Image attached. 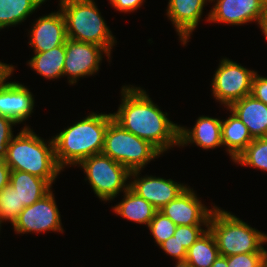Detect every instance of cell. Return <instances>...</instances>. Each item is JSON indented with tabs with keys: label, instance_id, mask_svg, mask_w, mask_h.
Here are the masks:
<instances>
[{
	"label": "cell",
	"instance_id": "6da1fadb",
	"mask_svg": "<svg viewBox=\"0 0 267 267\" xmlns=\"http://www.w3.org/2000/svg\"><path fill=\"white\" fill-rule=\"evenodd\" d=\"M122 101L113 119L124 129L150 142L161 153L179 145V126L154 104L144 89L122 86Z\"/></svg>",
	"mask_w": 267,
	"mask_h": 267
},
{
	"label": "cell",
	"instance_id": "7a4b0ae2",
	"mask_svg": "<svg viewBox=\"0 0 267 267\" xmlns=\"http://www.w3.org/2000/svg\"><path fill=\"white\" fill-rule=\"evenodd\" d=\"M112 113H90L81 121L62 130L53 137L55 157L63 169L68 165H77L83 159L102 153L104 137Z\"/></svg>",
	"mask_w": 267,
	"mask_h": 267
},
{
	"label": "cell",
	"instance_id": "3957f363",
	"mask_svg": "<svg viewBox=\"0 0 267 267\" xmlns=\"http://www.w3.org/2000/svg\"><path fill=\"white\" fill-rule=\"evenodd\" d=\"M45 142L29 126H25L8 144L4 156L7 165L11 170L46 179L52 185L63 169L56 161L53 139Z\"/></svg>",
	"mask_w": 267,
	"mask_h": 267
},
{
	"label": "cell",
	"instance_id": "277c9868",
	"mask_svg": "<svg viewBox=\"0 0 267 267\" xmlns=\"http://www.w3.org/2000/svg\"><path fill=\"white\" fill-rule=\"evenodd\" d=\"M59 4L68 39L99 45L111 55L116 40L94 0H60Z\"/></svg>",
	"mask_w": 267,
	"mask_h": 267
},
{
	"label": "cell",
	"instance_id": "5b68a950",
	"mask_svg": "<svg viewBox=\"0 0 267 267\" xmlns=\"http://www.w3.org/2000/svg\"><path fill=\"white\" fill-rule=\"evenodd\" d=\"M208 228L213 233L222 256L266 253L267 234L250 227L232 213L215 207Z\"/></svg>",
	"mask_w": 267,
	"mask_h": 267
},
{
	"label": "cell",
	"instance_id": "8992f818",
	"mask_svg": "<svg viewBox=\"0 0 267 267\" xmlns=\"http://www.w3.org/2000/svg\"><path fill=\"white\" fill-rule=\"evenodd\" d=\"M102 154L125 166L130 172L142 170L162 153L150 142L124 129L114 119L105 132Z\"/></svg>",
	"mask_w": 267,
	"mask_h": 267
},
{
	"label": "cell",
	"instance_id": "52a82bcc",
	"mask_svg": "<svg viewBox=\"0 0 267 267\" xmlns=\"http://www.w3.org/2000/svg\"><path fill=\"white\" fill-rule=\"evenodd\" d=\"M86 179L92 186L94 193L102 201H111L117 197L120 191H126L130 183H126L130 177V171L102 153L83 159L78 164Z\"/></svg>",
	"mask_w": 267,
	"mask_h": 267
},
{
	"label": "cell",
	"instance_id": "ba28073f",
	"mask_svg": "<svg viewBox=\"0 0 267 267\" xmlns=\"http://www.w3.org/2000/svg\"><path fill=\"white\" fill-rule=\"evenodd\" d=\"M255 73V70L246 69L229 58H223L212 80L213 96L228 108L233 102L251 95Z\"/></svg>",
	"mask_w": 267,
	"mask_h": 267
},
{
	"label": "cell",
	"instance_id": "9c48e42d",
	"mask_svg": "<svg viewBox=\"0 0 267 267\" xmlns=\"http://www.w3.org/2000/svg\"><path fill=\"white\" fill-rule=\"evenodd\" d=\"M52 192L50 191L20 212L13 224L15 232L18 234L47 231L63 232L60 212Z\"/></svg>",
	"mask_w": 267,
	"mask_h": 267
},
{
	"label": "cell",
	"instance_id": "30bf717a",
	"mask_svg": "<svg viewBox=\"0 0 267 267\" xmlns=\"http://www.w3.org/2000/svg\"><path fill=\"white\" fill-rule=\"evenodd\" d=\"M103 54L110 60L111 55L99 45L67 39L64 76H68L69 83L73 85L78 78L97 73Z\"/></svg>",
	"mask_w": 267,
	"mask_h": 267
},
{
	"label": "cell",
	"instance_id": "8fae6325",
	"mask_svg": "<svg viewBox=\"0 0 267 267\" xmlns=\"http://www.w3.org/2000/svg\"><path fill=\"white\" fill-rule=\"evenodd\" d=\"M212 1L215 0H210ZM267 7V0H216L207 15V22L242 25L257 21L260 24Z\"/></svg>",
	"mask_w": 267,
	"mask_h": 267
},
{
	"label": "cell",
	"instance_id": "7c38bea8",
	"mask_svg": "<svg viewBox=\"0 0 267 267\" xmlns=\"http://www.w3.org/2000/svg\"><path fill=\"white\" fill-rule=\"evenodd\" d=\"M216 206L207 209L189 186L174 200L163 206L159 211L170 218L177 226L205 225Z\"/></svg>",
	"mask_w": 267,
	"mask_h": 267
},
{
	"label": "cell",
	"instance_id": "4fadbf2b",
	"mask_svg": "<svg viewBox=\"0 0 267 267\" xmlns=\"http://www.w3.org/2000/svg\"><path fill=\"white\" fill-rule=\"evenodd\" d=\"M142 170H134L130 172V176L134 179L129 187L152 204L157 210L174 200L188 186L174 182L172 179H163L155 176L140 177ZM137 177V178H136Z\"/></svg>",
	"mask_w": 267,
	"mask_h": 267
},
{
	"label": "cell",
	"instance_id": "5bb4252c",
	"mask_svg": "<svg viewBox=\"0 0 267 267\" xmlns=\"http://www.w3.org/2000/svg\"><path fill=\"white\" fill-rule=\"evenodd\" d=\"M29 32L31 36L28 44L33 47L34 53L46 52L64 45L68 39L65 19L60 9L39 17Z\"/></svg>",
	"mask_w": 267,
	"mask_h": 267
},
{
	"label": "cell",
	"instance_id": "9a60e30c",
	"mask_svg": "<svg viewBox=\"0 0 267 267\" xmlns=\"http://www.w3.org/2000/svg\"><path fill=\"white\" fill-rule=\"evenodd\" d=\"M34 97L27 87L18 82L0 84V115L20 124L32 114Z\"/></svg>",
	"mask_w": 267,
	"mask_h": 267
},
{
	"label": "cell",
	"instance_id": "2e32d148",
	"mask_svg": "<svg viewBox=\"0 0 267 267\" xmlns=\"http://www.w3.org/2000/svg\"><path fill=\"white\" fill-rule=\"evenodd\" d=\"M210 0H169L167 16L174 24L183 45H186L200 22L205 3Z\"/></svg>",
	"mask_w": 267,
	"mask_h": 267
},
{
	"label": "cell",
	"instance_id": "e0dca14e",
	"mask_svg": "<svg viewBox=\"0 0 267 267\" xmlns=\"http://www.w3.org/2000/svg\"><path fill=\"white\" fill-rule=\"evenodd\" d=\"M222 120L209 116H200L193 128L188 129L179 125V147L189 143L207 150L223 146L221 140Z\"/></svg>",
	"mask_w": 267,
	"mask_h": 267
},
{
	"label": "cell",
	"instance_id": "ac0fdd59",
	"mask_svg": "<svg viewBox=\"0 0 267 267\" xmlns=\"http://www.w3.org/2000/svg\"><path fill=\"white\" fill-rule=\"evenodd\" d=\"M231 110L247 127L253 139L267 137V105L252 95L233 102Z\"/></svg>",
	"mask_w": 267,
	"mask_h": 267
},
{
	"label": "cell",
	"instance_id": "d6986e66",
	"mask_svg": "<svg viewBox=\"0 0 267 267\" xmlns=\"http://www.w3.org/2000/svg\"><path fill=\"white\" fill-rule=\"evenodd\" d=\"M9 184L18 194L19 214L26 206L47 195L52 187L46 179L18 170H11Z\"/></svg>",
	"mask_w": 267,
	"mask_h": 267
},
{
	"label": "cell",
	"instance_id": "ffe728a7",
	"mask_svg": "<svg viewBox=\"0 0 267 267\" xmlns=\"http://www.w3.org/2000/svg\"><path fill=\"white\" fill-rule=\"evenodd\" d=\"M230 113L225 121L222 120L221 140L231 159L235 161L253 138L242 121L231 110Z\"/></svg>",
	"mask_w": 267,
	"mask_h": 267
},
{
	"label": "cell",
	"instance_id": "44dd1931",
	"mask_svg": "<svg viewBox=\"0 0 267 267\" xmlns=\"http://www.w3.org/2000/svg\"><path fill=\"white\" fill-rule=\"evenodd\" d=\"M124 194L122 201L112 208L113 211L122 218L148 226L157 209L130 187L124 191Z\"/></svg>",
	"mask_w": 267,
	"mask_h": 267
},
{
	"label": "cell",
	"instance_id": "7402d4cb",
	"mask_svg": "<svg viewBox=\"0 0 267 267\" xmlns=\"http://www.w3.org/2000/svg\"><path fill=\"white\" fill-rule=\"evenodd\" d=\"M65 54L66 43L46 52L35 53L28 65L44 78H61L64 76Z\"/></svg>",
	"mask_w": 267,
	"mask_h": 267
},
{
	"label": "cell",
	"instance_id": "603a6c76",
	"mask_svg": "<svg viewBox=\"0 0 267 267\" xmlns=\"http://www.w3.org/2000/svg\"><path fill=\"white\" fill-rule=\"evenodd\" d=\"M219 255L216 239L208 228L187 250L185 260L192 267H211Z\"/></svg>",
	"mask_w": 267,
	"mask_h": 267
},
{
	"label": "cell",
	"instance_id": "cb8c5ba5",
	"mask_svg": "<svg viewBox=\"0 0 267 267\" xmlns=\"http://www.w3.org/2000/svg\"><path fill=\"white\" fill-rule=\"evenodd\" d=\"M45 1L46 0H0V30L22 23Z\"/></svg>",
	"mask_w": 267,
	"mask_h": 267
},
{
	"label": "cell",
	"instance_id": "d4e9b609",
	"mask_svg": "<svg viewBox=\"0 0 267 267\" xmlns=\"http://www.w3.org/2000/svg\"><path fill=\"white\" fill-rule=\"evenodd\" d=\"M234 163L267 171V137L253 139Z\"/></svg>",
	"mask_w": 267,
	"mask_h": 267
},
{
	"label": "cell",
	"instance_id": "484cf974",
	"mask_svg": "<svg viewBox=\"0 0 267 267\" xmlns=\"http://www.w3.org/2000/svg\"><path fill=\"white\" fill-rule=\"evenodd\" d=\"M19 216V197L12 185L8 184L0 191V218L12 225Z\"/></svg>",
	"mask_w": 267,
	"mask_h": 267
},
{
	"label": "cell",
	"instance_id": "4316f807",
	"mask_svg": "<svg viewBox=\"0 0 267 267\" xmlns=\"http://www.w3.org/2000/svg\"><path fill=\"white\" fill-rule=\"evenodd\" d=\"M176 227L177 225L159 210L156 211L154 218L148 225L158 246L174 235Z\"/></svg>",
	"mask_w": 267,
	"mask_h": 267
},
{
	"label": "cell",
	"instance_id": "83f0119b",
	"mask_svg": "<svg viewBox=\"0 0 267 267\" xmlns=\"http://www.w3.org/2000/svg\"><path fill=\"white\" fill-rule=\"evenodd\" d=\"M228 267H266V253H243L227 256Z\"/></svg>",
	"mask_w": 267,
	"mask_h": 267
},
{
	"label": "cell",
	"instance_id": "f1b7e54d",
	"mask_svg": "<svg viewBox=\"0 0 267 267\" xmlns=\"http://www.w3.org/2000/svg\"><path fill=\"white\" fill-rule=\"evenodd\" d=\"M201 226L203 225L177 226L173 236L186 248V250H188L190 246L208 229V227L202 229Z\"/></svg>",
	"mask_w": 267,
	"mask_h": 267
},
{
	"label": "cell",
	"instance_id": "f546056e",
	"mask_svg": "<svg viewBox=\"0 0 267 267\" xmlns=\"http://www.w3.org/2000/svg\"><path fill=\"white\" fill-rule=\"evenodd\" d=\"M17 123L5 116L0 115V157H4L8 144L13 138L12 126Z\"/></svg>",
	"mask_w": 267,
	"mask_h": 267
},
{
	"label": "cell",
	"instance_id": "4dcf8cb0",
	"mask_svg": "<svg viewBox=\"0 0 267 267\" xmlns=\"http://www.w3.org/2000/svg\"><path fill=\"white\" fill-rule=\"evenodd\" d=\"M160 248L165 253H167V255L174 257L176 261L185 260L186 258L187 254L186 248L182 244H180L174 236L170 237L168 240L163 242L160 245Z\"/></svg>",
	"mask_w": 267,
	"mask_h": 267
},
{
	"label": "cell",
	"instance_id": "1f68e13d",
	"mask_svg": "<svg viewBox=\"0 0 267 267\" xmlns=\"http://www.w3.org/2000/svg\"><path fill=\"white\" fill-rule=\"evenodd\" d=\"M251 95L267 105V77H262L257 72L255 73L252 81Z\"/></svg>",
	"mask_w": 267,
	"mask_h": 267
},
{
	"label": "cell",
	"instance_id": "d6a6232c",
	"mask_svg": "<svg viewBox=\"0 0 267 267\" xmlns=\"http://www.w3.org/2000/svg\"><path fill=\"white\" fill-rule=\"evenodd\" d=\"M144 0H110V4L120 12H132L140 8Z\"/></svg>",
	"mask_w": 267,
	"mask_h": 267
},
{
	"label": "cell",
	"instance_id": "836d02e7",
	"mask_svg": "<svg viewBox=\"0 0 267 267\" xmlns=\"http://www.w3.org/2000/svg\"><path fill=\"white\" fill-rule=\"evenodd\" d=\"M11 169L5 161V157H0V191L9 184Z\"/></svg>",
	"mask_w": 267,
	"mask_h": 267
},
{
	"label": "cell",
	"instance_id": "e575fe53",
	"mask_svg": "<svg viewBox=\"0 0 267 267\" xmlns=\"http://www.w3.org/2000/svg\"><path fill=\"white\" fill-rule=\"evenodd\" d=\"M13 71L14 66L0 62V84L8 77H11Z\"/></svg>",
	"mask_w": 267,
	"mask_h": 267
},
{
	"label": "cell",
	"instance_id": "d590c367",
	"mask_svg": "<svg viewBox=\"0 0 267 267\" xmlns=\"http://www.w3.org/2000/svg\"><path fill=\"white\" fill-rule=\"evenodd\" d=\"M211 267H228L227 257L219 255Z\"/></svg>",
	"mask_w": 267,
	"mask_h": 267
},
{
	"label": "cell",
	"instance_id": "8d00e7d4",
	"mask_svg": "<svg viewBox=\"0 0 267 267\" xmlns=\"http://www.w3.org/2000/svg\"><path fill=\"white\" fill-rule=\"evenodd\" d=\"M259 27L262 30V33L264 34L265 38L267 39V7L264 12V15L262 16Z\"/></svg>",
	"mask_w": 267,
	"mask_h": 267
},
{
	"label": "cell",
	"instance_id": "74e56055",
	"mask_svg": "<svg viewBox=\"0 0 267 267\" xmlns=\"http://www.w3.org/2000/svg\"><path fill=\"white\" fill-rule=\"evenodd\" d=\"M175 267H192L187 260L176 261Z\"/></svg>",
	"mask_w": 267,
	"mask_h": 267
},
{
	"label": "cell",
	"instance_id": "f35d334b",
	"mask_svg": "<svg viewBox=\"0 0 267 267\" xmlns=\"http://www.w3.org/2000/svg\"><path fill=\"white\" fill-rule=\"evenodd\" d=\"M266 267H267V250H266Z\"/></svg>",
	"mask_w": 267,
	"mask_h": 267
}]
</instances>
